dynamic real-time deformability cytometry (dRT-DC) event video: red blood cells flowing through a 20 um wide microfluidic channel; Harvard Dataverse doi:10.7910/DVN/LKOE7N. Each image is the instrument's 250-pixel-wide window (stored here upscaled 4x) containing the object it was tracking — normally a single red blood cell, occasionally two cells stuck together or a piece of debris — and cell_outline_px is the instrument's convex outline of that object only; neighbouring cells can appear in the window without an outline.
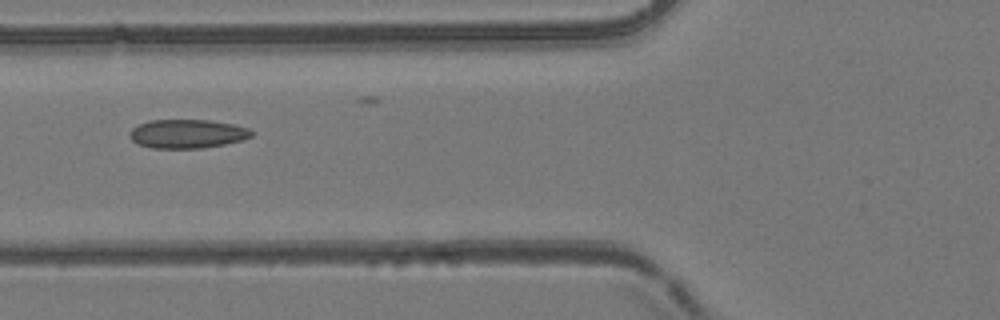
{"species": "common noctule bat (a hibernating species)", "species_latin": "Nyctalus noctula", "temperature_condition": "room temperature", "stored_images_in_passage": 9, "camera_frame_rate_fps": 3000, "um_per_image_px": 0.085, "animal": {"sex": "female", "body_mass_g": 24.6, "forearm_length_mm": 56.2}, "frame": {"image": 1, "passage_image": 7, "time_ms": 2.0, "image_size_px": [1000, 320], "cell_outline_px": [[256, 132], [252, 136], [244, 140], [224, 144], [200, 148], [152, 148], [136, 144], [128, 136], [128, 132], [132, 128], [148, 120], [208, 120], [232, 124], [248, 128]], "centroid_in_image_um": [15.91, 11.37], "position_along_channel_um": 109.9, "area_um2": 20.63}}
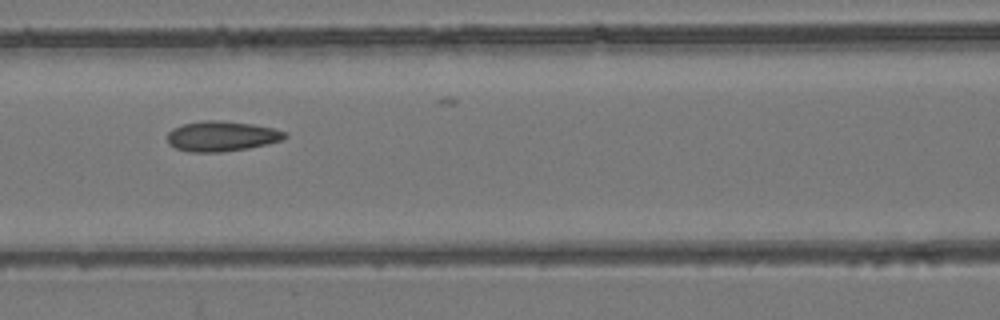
{"frame": {"image": 2, "passage_image": 8, "time_ms": 2.333, "image_size_px": [1000, 320], "cell_outline_px": [[288, 136], [284, 140], [268, 144], [248, 148], [220, 152], [188, 152], [176, 148], [168, 144], [168, 132], [172, 128], [184, 124], [204, 120], [220, 120], [252, 124], [272, 128], [288, 132]], "centroid_in_image_um": [18.86, 11.58], "position_along_channel_um": 147.7, "area_um2": 20.81}}
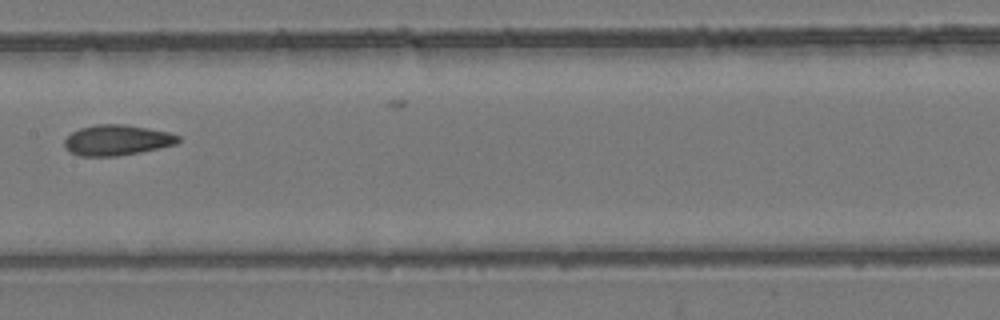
{"frame": {"image": 3, "passage_image": 9, "time_ms": 2.667, "image_size_px": [1000, 320], "cell_outline_px": [[180, 140], [176, 144], [160, 148], [140, 152], [116, 156], [80, 156], [68, 152], [64, 148], [64, 140], [72, 132], [80, 128], [96, 124], [124, 124], [148, 128], [168, 132], [180, 136]], "centroid_in_image_um": [9.92, 11.91], "position_along_channel_um": 197.5, "area_um2": 20.35}}